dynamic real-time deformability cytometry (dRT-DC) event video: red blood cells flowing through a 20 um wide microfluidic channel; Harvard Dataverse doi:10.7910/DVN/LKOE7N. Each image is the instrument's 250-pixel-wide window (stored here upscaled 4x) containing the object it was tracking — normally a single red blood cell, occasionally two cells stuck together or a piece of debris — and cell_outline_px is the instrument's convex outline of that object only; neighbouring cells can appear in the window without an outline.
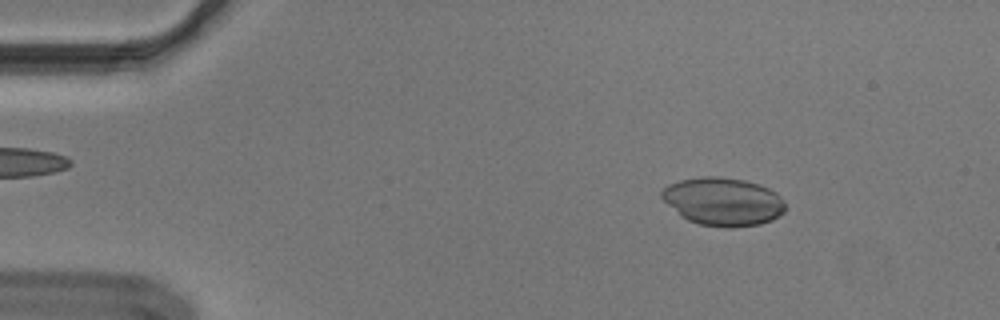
{"species": "Egyptian fruit bat (a non-hibernating species)", "species_latin": "Rousettus aegyptiacus", "temperature_condition": "cold", "stored_images_in_passage": 54, "camera_frame_rate_fps": 3000, "um_per_image_px": 0.085, "animal": {"sex": "male"}, "frame": {"image": 1, "passage_image": 7, "time_ms": 2.0, "image_size_px": [1000, 320], "cell_outline_px": [[784, 212], [772, 220], [760, 224], [732, 228], [724, 228], [700, 224], [688, 220], [680, 216], [660, 196], [660, 192], [668, 184], [680, 180], [700, 176], [720, 176], [744, 180], [760, 184], [776, 192], [784, 200]], "centroid_in_image_um": [61.46, 17.13], "position_along_channel_um": 23.5, "area_um2": 34.91}}
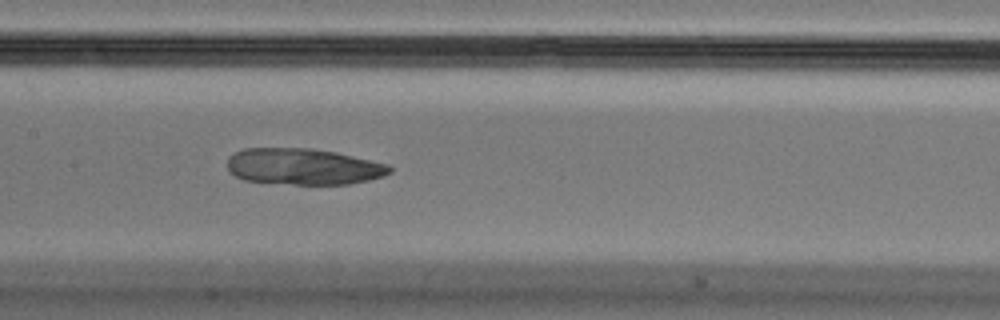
{"frame": {"image": 2, "passage_image": 26, "time_ms": 8.333, "image_size_px": [1000, 320], "cell_outline_px": [[392, 172], [384, 176], [368, 180], [348, 184], [296, 184], [244, 180], [228, 172], [228, 156], [244, 148], [312, 148], [336, 152], [388, 164], [392, 168]], "centroid_in_image_um": [25.79, 14.15], "position_along_channel_um": 181.6, "area_um2": 34.33}}
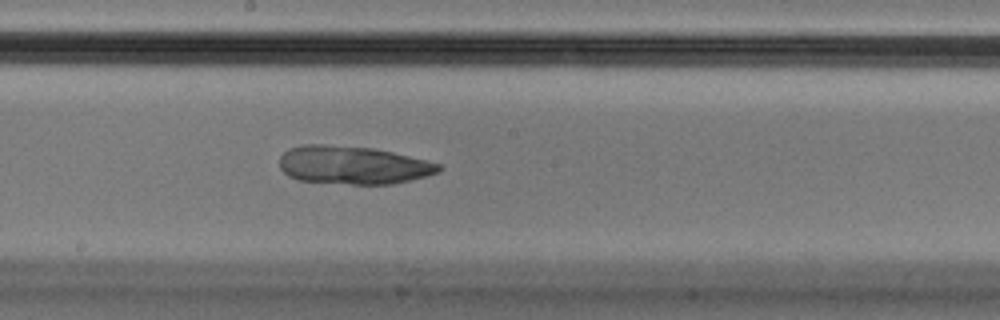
{"frame": {"image": 3, "passage_image": 29, "time_ms": 9.333, "image_size_px": [1000, 320], "cell_outline_px": [[444, 168], [440, 172], [428, 176], [412, 180], [392, 184], [352, 184], [296, 180], [288, 176], [280, 168], [280, 156], [288, 148], [304, 144], [320, 144], [372, 148], [392, 152], [440, 164]], "centroid_in_image_um": [30.0, 14.04], "position_along_channel_um": 218.2, "area_um2": 35.49}}